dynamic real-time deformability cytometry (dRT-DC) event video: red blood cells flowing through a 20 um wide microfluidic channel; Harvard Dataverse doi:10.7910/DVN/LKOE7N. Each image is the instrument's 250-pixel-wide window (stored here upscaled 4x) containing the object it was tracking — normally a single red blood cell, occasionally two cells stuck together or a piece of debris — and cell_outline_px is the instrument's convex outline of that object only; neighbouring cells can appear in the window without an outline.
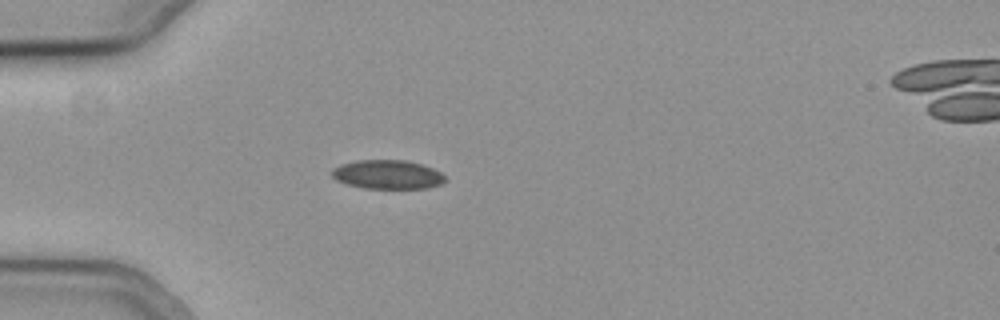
{"species": "common noctule bat (a hibernating species)", "species_latin": "Nyctalus noctula", "temperature_condition": "cold", "stored_images_in_passage": 31, "camera_frame_rate_fps": 3000, "um_per_image_px": 0.085, "animal": {"sex": "female", "body_mass_g": 19.3, "forearm_length_mm": 54.1}, "frame": {"image": 1, "passage_image": 1, "time_ms": 0.0, "image_size_px": [1000, 320], "cell_outline_px": [[444, 180], [440, 184], [428, 188], [364, 188], [348, 184], [336, 180], [332, 176], [332, 168], [340, 164], [356, 160], [404, 160], [420, 164], [432, 168], [440, 172], [444, 176]], "centroid_in_image_um": [32.9, 14.83], "position_along_channel_um": 52.1, "area_um2": 18.96}}
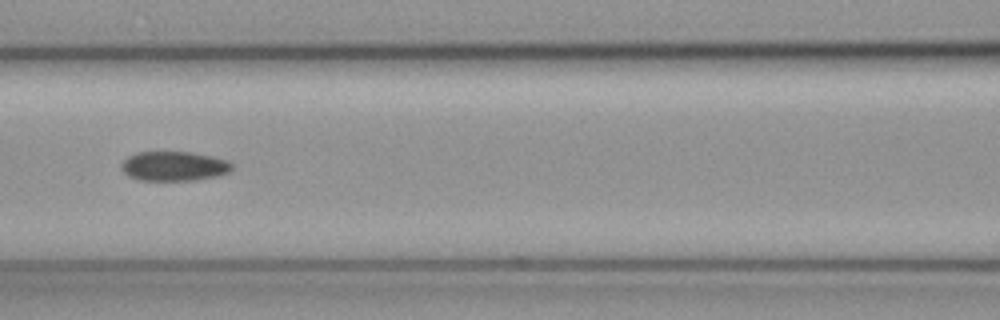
{"frame": {"image": 2, "passage_image": 10, "time_ms": 3.0, "image_size_px": [1000, 320], "cell_outline_px": [[232, 168], [228, 172], [216, 176], [196, 180], [140, 180], [128, 176], [120, 168], [120, 164], [128, 156], [136, 152], [192, 152], [212, 156], [228, 160], [232, 164]], "centroid_in_image_um": [14.77, 14.12], "position_along_channel_um": 151.8, "area_um2": 19.07}}
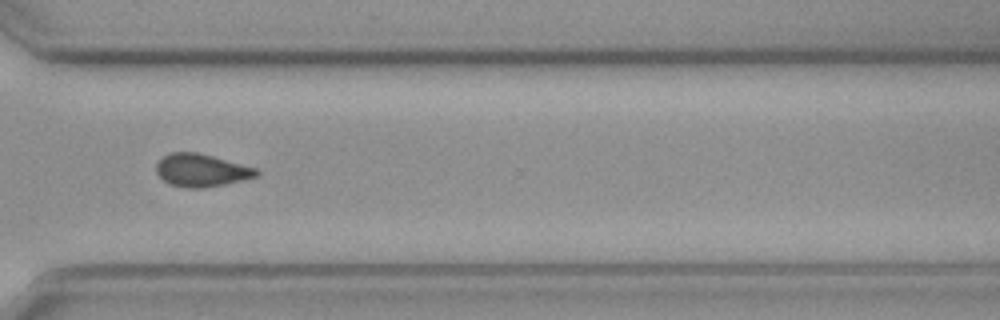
{"frame": {"image": 3, "passage_image": 26, "time_ms": 8.333, "image_size_px": [1000, 320], "cell_outline_px": [[260, 172], [256, 176], [244, 180], [224, 184], [200, 188], [188, 188], [172, 184], [164, 180], [156, 172], [156, 164], [168, 152], [196, 152], [212, 156], [256, 168]], "centroid_in_image_um": [17.11, 14.47], "position_along_channel_um": 353.5, "area_um2": 18.84}}